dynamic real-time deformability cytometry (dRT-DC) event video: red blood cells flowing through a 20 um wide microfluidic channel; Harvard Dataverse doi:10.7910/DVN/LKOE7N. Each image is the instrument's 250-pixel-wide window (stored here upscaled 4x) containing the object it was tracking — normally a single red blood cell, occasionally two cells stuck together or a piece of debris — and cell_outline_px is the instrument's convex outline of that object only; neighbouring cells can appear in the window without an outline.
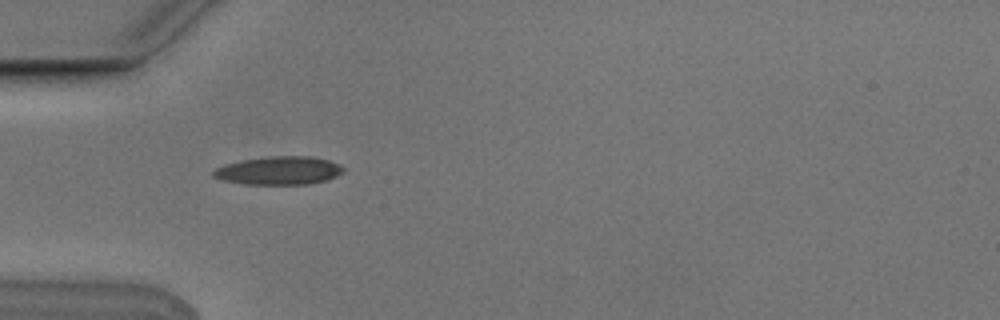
{"species": "Egyptian fruit bat (a non-hibernating species)", "species_latin": "Rousettus aegyptiacus", "temperature_condition": "cold", "stored_images_in_passage": 5, "camera_frame_rate_fps": 3000, "um_per_image_px": 0.085, "animal": {"sex": "male"}, "frame": {"image": 1, "passage_image": 4, "time_ms": 1.0, "image_size_px": [1000, 320], "cell_outline_px": [[344, 172], [328, 180], [308, 184], [244, 184], [220, 180], [212, 176], [212, 172], [216, 168], [224, 164], [244, 160], [268, 156], [312, 156], [328, 160], [340, 164], [344, 168]], "centroid_in_image_um": [23.71, 14.5], "position_along_channel_um": 61.3, "area_um2": 21.56}}